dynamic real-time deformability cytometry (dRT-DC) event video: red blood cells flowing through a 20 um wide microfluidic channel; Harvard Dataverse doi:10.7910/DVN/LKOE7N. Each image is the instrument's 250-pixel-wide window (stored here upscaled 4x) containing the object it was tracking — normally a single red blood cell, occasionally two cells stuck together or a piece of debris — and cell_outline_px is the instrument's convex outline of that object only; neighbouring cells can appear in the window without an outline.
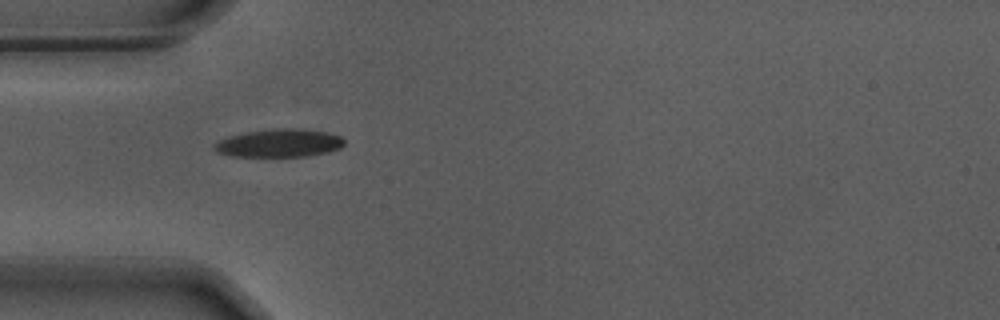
{"species": "Egyptian fruit bat (a non-hibernating species)", "species_latin": "Rousettus aegyptiacus", "temperature_condition": "warm", "stored_images_in_passage": 21, "camera_frame_rate_fps": 3000, "um_per_image_px": 0.085, "animal": {"sex": "male"}, "frame": {"image": 1, "passage_image": 1, "time_ms": 0.0, "image_size_px": [1000, 320], "cell_outline_px": [[344, 144], [340, 148], [328, 152], [308, 156], [232, 156], [216, 152], [212, 148], [212, 144], [228, 136], [248, 132], [272, 128], [292, 128], [324, 132], [340, 136], [344, 140]], "centroid_in_image_um": [23.69, 12.17], "position_along_channel_um": 61.3, "area_um2": 21.15}}
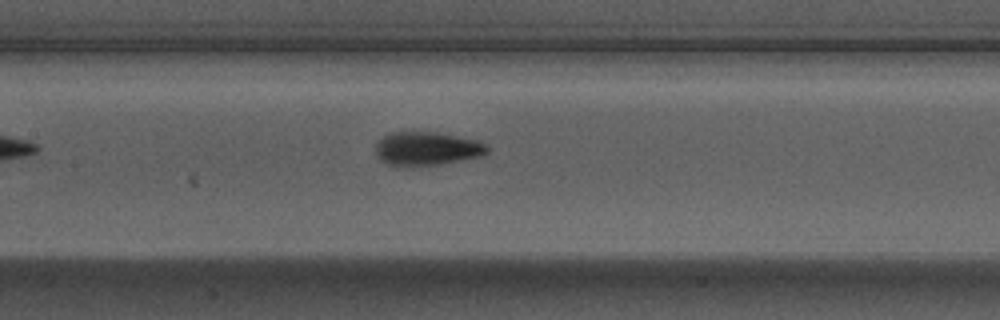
{"frame": {"image": 2, "passage_image": 10, "time_ms": 3.0, "image_size_px": [1000, 320], "cell_outline_px": [[488, 152], [480, 156], [436, 164], [388, 164], [376, 152], [376, 144], [388, 132], [436, 132], [476, 140], [484, 144], [488, 148]], "centroid_in_image_um": [36.3, 12.59], "position_along_channel_um": 171.1, "area_um2": 20.87}}
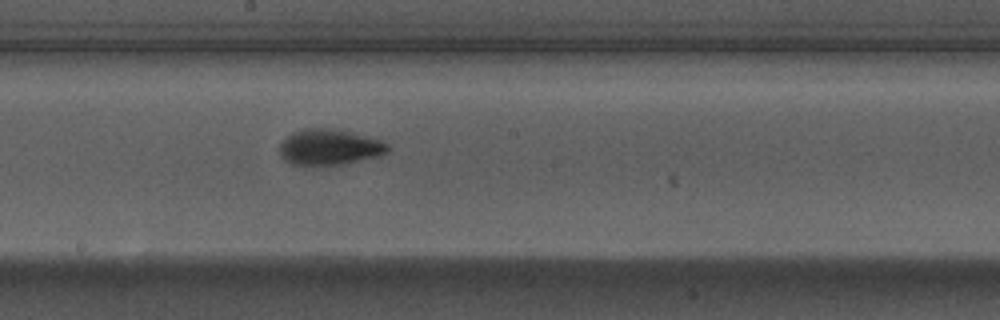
{"frame": {"image": 3, "passage_image": 14, "time_ms": 4.333, "image_size_px": [1000, 320], "cell_outline_px": [[388, 152], [380, 156], [340, 164], [292, 164], [284, 160], [280, 152], [280, 144], [288, 136], [304, 128], [328, 128], [348, 132], [376, 140], [388, 144]], "centroid_in_image_um": [27.98, 12.51], "position_along_channel_um": 220.2, "area_um2": 21.73}}